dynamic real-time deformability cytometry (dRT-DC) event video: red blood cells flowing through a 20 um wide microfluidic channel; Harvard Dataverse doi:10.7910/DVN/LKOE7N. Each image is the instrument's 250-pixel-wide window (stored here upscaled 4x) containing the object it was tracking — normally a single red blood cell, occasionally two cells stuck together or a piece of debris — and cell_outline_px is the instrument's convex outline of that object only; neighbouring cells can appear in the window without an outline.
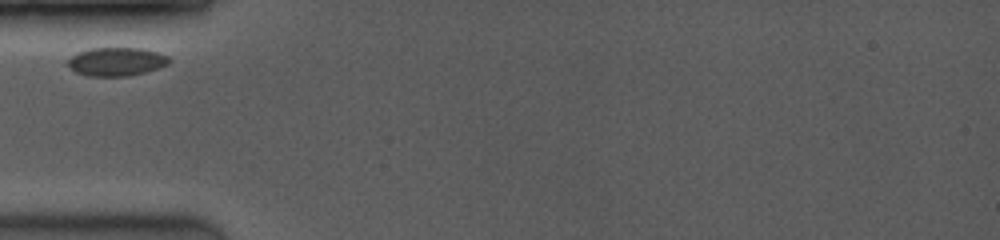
{"species": "common noctule bat (a hibernating species)", "species_latin": "Nyctalus noctula", "temperature_condition": "room temperature", "stored_images_in_passage": 28, "camera_frame_rate_fps": 3500, "um_per_image_px": 0.085, "animal": {"sex": "female", "body_mass_g": 19.0, "forearm_length_mm": 53.3}, "frame": {"image": 1, "passage_image": 1, "time_ms": 0.0, "image_size_px": [1000, 240], "cell_outline_px": [[172, 60], [168, 64], [160, 68], [128, 76], [88, 76], [76, 72], [64, 64], [76, 52], [88, 48], [140, 48], [156, 52], [168, 56]], "centroid_in_image_um": [9.87, 5.24], "position_along_channel_um": 75.1, "area_um2": 16.99}}
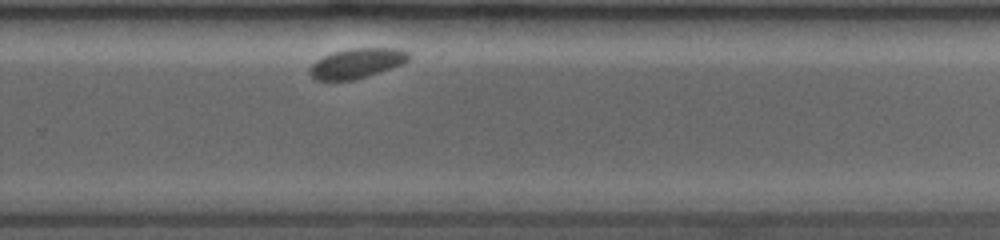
{"frame": {"image": 2, "passage_image": 20, "time_ms": 6.286, "image_size_px": [1000, 240], "cell_outline_px": [[412, 56], [408, 60], [392, 68], [380, 72], [352, 80], [316, 80], [308, 72], [308, 68], [316, 60], [332, 52], [348, 48], [400, 48], [408, 52]], "centroid_in_image_um": [30.32, 5.36], "position_along_channel_um": 299.5, "area_um2": 17.28}}
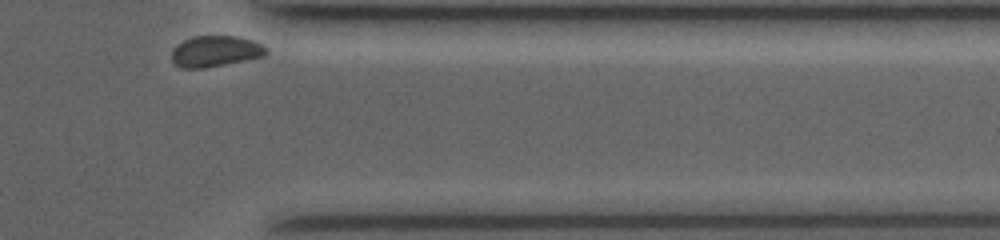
{"frame": {"image": 3, "passage_image": 28, "time_ms": 8.857, "image_size_px": [1000, 240], "cell_outline_px": [[268, 52], [264, 56], [204, 68], [180, 68], [172, 60], [172, 52], [184, 40], [192, 36], [236, 36], [252, 40], [268, 48]], "centroid_in_image_um": [18.33, 4.35], "position_along_channel_um": 393.1, "area_um2": 16.82}}